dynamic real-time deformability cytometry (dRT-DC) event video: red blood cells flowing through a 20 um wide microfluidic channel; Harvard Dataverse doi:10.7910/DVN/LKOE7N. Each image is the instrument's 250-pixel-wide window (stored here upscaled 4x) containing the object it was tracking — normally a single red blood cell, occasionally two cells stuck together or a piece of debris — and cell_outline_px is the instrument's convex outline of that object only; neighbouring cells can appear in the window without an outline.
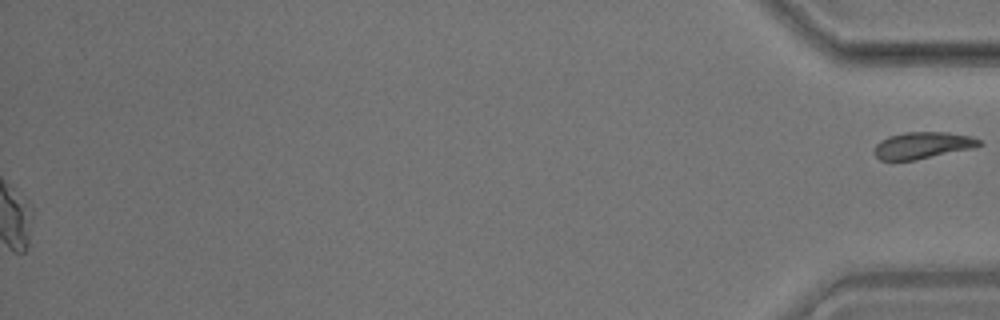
{"species": "common noctule bat (a hibernating species)", "species_latin": "Nyctalus noctula", "temperature_condition": "room temperature", "stored_images_in_passage": 55, "segment_of_instrument_passage": [2, 2], "camera_frame_rate_fps": 3000, "um_per_image_px": 0.085, "animal": {"sex": "male", "body_mass_g": 17.9}, "frame": {"image": 1, "passage_image": 55, "time_ms": 18.0, "image_size_px": [1000, 320], "cell_outline_px": [[984, 144], [976, 148], [916, 160], [880, 160], [876, 156], [876, 144], [880, 140], [888, 136], [904, 132], [948, 132], [972, 136], [980, 140]], "centroid_in_image_um": [78.49, 12.35], "position_along_channel_um": 356.7, "area_um2": 16.53}}